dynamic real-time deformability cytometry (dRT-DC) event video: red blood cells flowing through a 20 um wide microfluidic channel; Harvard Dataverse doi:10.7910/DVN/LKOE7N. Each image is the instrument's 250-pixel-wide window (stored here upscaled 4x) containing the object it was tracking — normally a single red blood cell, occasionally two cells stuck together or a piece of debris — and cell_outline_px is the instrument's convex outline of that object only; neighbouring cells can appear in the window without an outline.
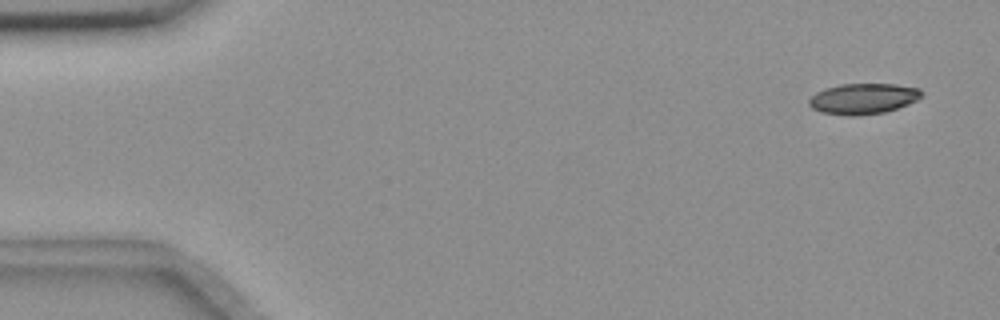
{"species": "common noctule bat (a hibernating species)", "species_latin": "Nyctalus noctula", "temperature_condition": "room temperature", "stored_images_in_passage": 5, "camera_frame_rate_fps": 3000, "um_per_image_px": 0.085, "animal": {"sex": "female", "body_mass_g": 18.4}, "frame": {"image": 1, "passage_image": 1, "time_ms": 0.0, "image_size_px": [1000, 320], "cell_outline_px": [[924, 96], [908, 104], [884, 112], [860, 116], [844, 116], [820, 112], [812, 108], [808, 104], [808, 100], [816, 92], [824, 88], [840, 84], [896, 84], [920, 88], [924, 92]], "centroid_in_image_um": [73.37, 8.39], "position_along_channel_um": 11.6, "area_um2": 20.46}}